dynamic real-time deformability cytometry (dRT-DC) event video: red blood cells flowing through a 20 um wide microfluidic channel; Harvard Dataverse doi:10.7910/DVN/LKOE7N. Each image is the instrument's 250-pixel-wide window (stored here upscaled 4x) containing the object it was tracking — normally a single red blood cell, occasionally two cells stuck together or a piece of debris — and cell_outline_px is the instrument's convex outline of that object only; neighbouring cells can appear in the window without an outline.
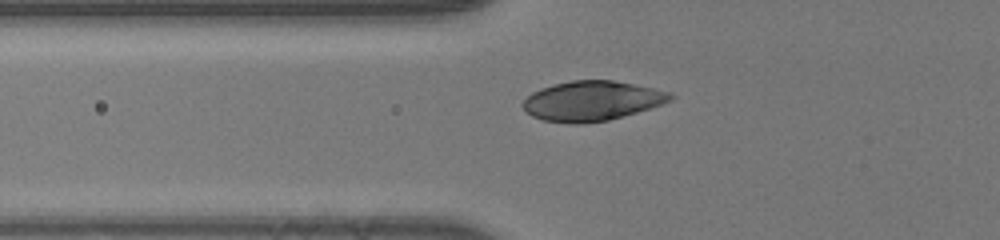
{"species": "human", "species_latin": "Homo sapiens", "temperature_condition": "room temperature", "stored_images_in_passage": 26, "camera_frame_rate_fps": 3000, "um_per_image_px": 0.085, "donor": {"sex": "male"}, "frame": {"image": 1, "passage_image": 2, "time_ms": 0.333, "image_size_px": [1000, 240], "cell_outline_px": [[676, 96], [672, 100], [636, 112], [608, 120], [580, 124], [572, 124], [544, 120], [532, 116], [520, 104], [532, 92], [540, 88], [552, 84], [572, 80], [612, 80], [652, 88], [668, 92]], "centroid_in_image_um": [50.27, 8.57], "position_along_channel_um": 75.5, "area_um2": 33.93}}
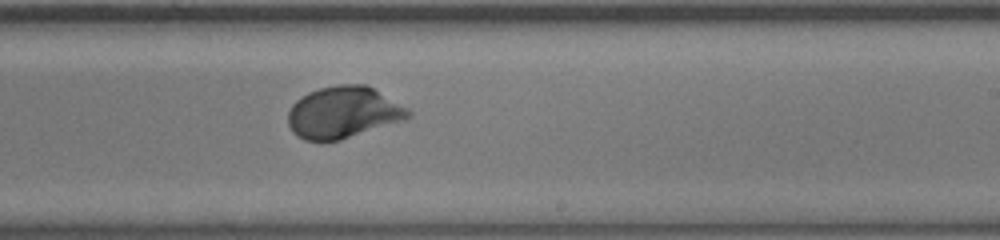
{"frame": {"image": 2, "passage_image": 15, "time_ms": 4.667, "image_size_px": [1000, 240], "cell_outline_px": [[412, 116], [404, 120], [340, 140], [304, 140], [296, 136], [292, 132], [288, 124], [288, 112], [292, 104], [300, 96], [308, 92], [320, 88], [336, 84], [368, 84], [408, 108], [412, 112]], "centroid_in_image_um": [29.18, 9.54], "position_along_channel_um": 259.8, "area_um2": 36.47}}
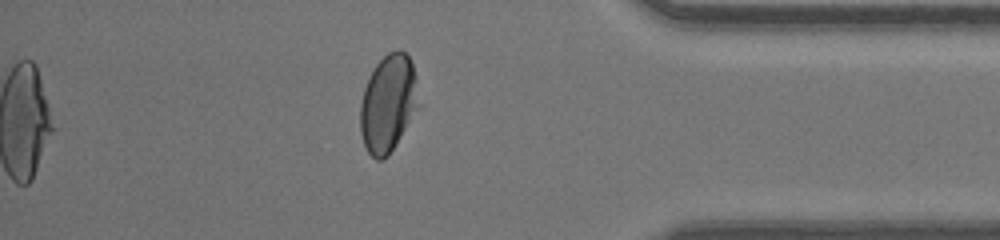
{"frame": {"image": 3, "passage_image": 26, "time_ms": 8.333, "image_size_px": [1000, 240], "cell_outline_px": [[420, 108], [392, 148], [380, 160], [376, 160], [368, 152], [364, 144], [360, 132], [360, 104], [364, 88], [376, 64], [388, 52], [396, 48], [400, 48], [408, 56], [412, 64], [416, 80], [420, 104]], "centroid_in_image_um": [33.01, 8.75], "position_along_channel_um": 402.2, "area_um2": 33.0}}